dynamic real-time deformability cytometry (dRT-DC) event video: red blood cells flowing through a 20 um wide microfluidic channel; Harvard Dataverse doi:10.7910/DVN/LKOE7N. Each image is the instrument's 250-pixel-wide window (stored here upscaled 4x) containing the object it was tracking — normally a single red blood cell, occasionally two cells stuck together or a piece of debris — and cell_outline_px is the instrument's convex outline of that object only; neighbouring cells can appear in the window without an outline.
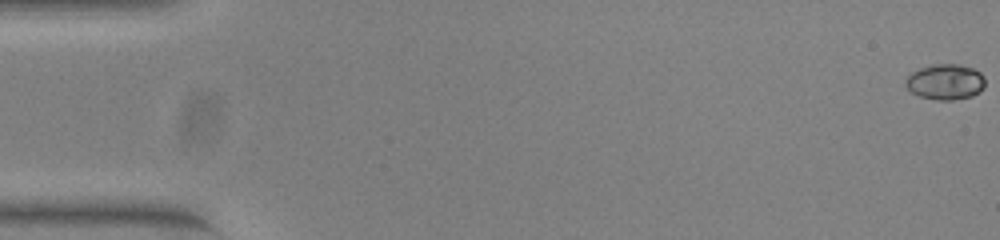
{"species": "common noctule bat (a hibernating species)", "species_latin": "Nyctalus noctula", "temperature_condition": "warm", "stored_images_in_passage": 54, "camera_frame_rate_fps": 3000, "um_per_image_px": 0.085, "animal": {"sex": "female", "body_mass_g": 23.0, "forearm_length_mm": 53.4}, "frame": {"image": 1, "passage_image": 1, "time_ms": 0.0, "image_size_px": [1000, 240], "cell_outline_px": [[984, 88], [980, 92], [972, 96], [952, 100], [936, 100], [920, 96], [912, 92], [904, 84], [904, 80], [912, 72], [920, 68], [932, 64], [960, 64], [972, 68], [980, 72], [984, 76]], "centroid_in_image_um": [80.36, 6.96], "position_along_channel_um": 4.6, "area_um2": 16.59}}
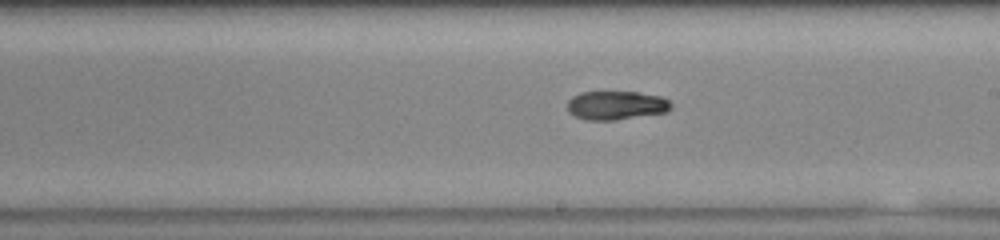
{"frame": {"image": 2, "passage_image": 31, "time_ms": 10.0, "image_size_px": [1000, 240], "cell_outline_px": [[672, 108], [668, 112], [616, 120], [584, 120], [568, 112], [568, 100], [572, 96], [580, 92], [636, 92], [660, 96], [668, 100], [672, 104]], "centroid_in_image_um": [52.38, 8.96], "position_along_channel_um": 236.6, "area_um2": 17.51}}
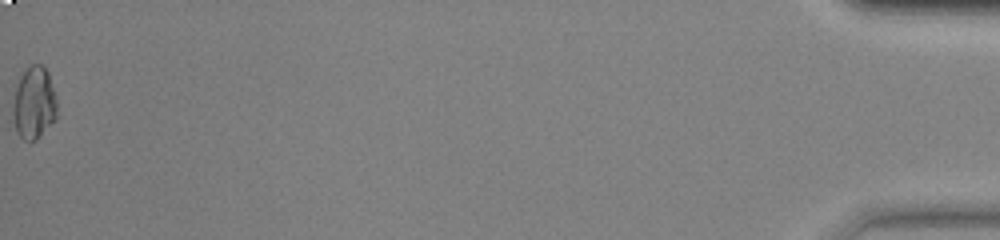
{"frame": {"image": 3, "passage_image": 54, "time_ms": 17.667, "image_size_px": [1000, 240], "cell_outline_px": [[56, 120], [36, 140], [24, 140], [20, 136], [16, 128], [12, 116], [12, 108], [16, 88], [20, 76], [32, 64], [40, 64], [48, 72], [56, 96]], "centroid_in_image_um": [2.9, 8.77], "position_along_channel_um": 432.3, "area_um2": 18.5}, "authors_computed_cell_mechanics": {"area_um2": 17.2533, "velocity_mm_per_s": 3.9235, "shape_relaxation_time_tau1_ms": null, "shape_relaxation_time_tau2_ms": 5.5291, "deformation_change_tau1": null, "deformation_change_tau2": 0.0993}}